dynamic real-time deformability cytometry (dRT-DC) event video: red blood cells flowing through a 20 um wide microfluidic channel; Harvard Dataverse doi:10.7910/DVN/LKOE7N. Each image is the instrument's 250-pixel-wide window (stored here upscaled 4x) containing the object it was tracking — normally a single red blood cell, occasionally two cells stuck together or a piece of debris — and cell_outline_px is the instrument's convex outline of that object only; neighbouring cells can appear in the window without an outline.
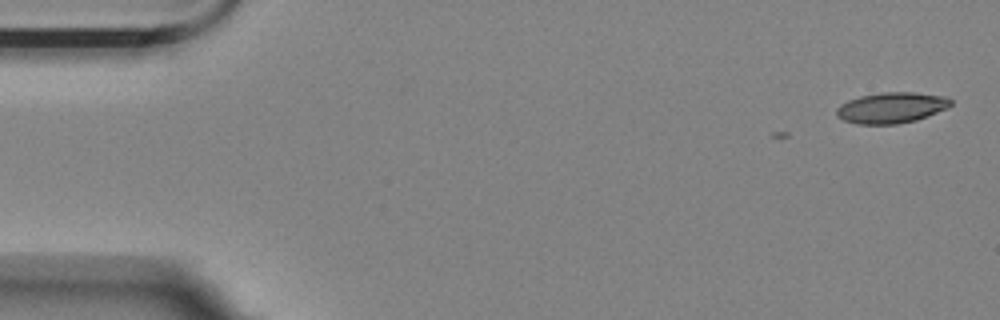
{"species": "Egyptian fruit bat (a non-hibernating species)", "species_latin": "Rousettus aegyptiacus", "temperature_condition": "room temperature", "stored_images_in_passage": 2, "camera_frame_rate_fps": 3000, "um_per_image_px": 0.085, "animal": {"sex": "female"}, "frame": {"image": 1, "passage_image": 2, "time_ms": 0.333, "image_size_px": [1000, 320], "cell_outline_px": [[952, 104], [948, 108], [916, 120], [896, 124], [856, 124], [844, 120], [836, 116], [836, 108], [840, 104], [848, 100], [860, 96], [884, 92], [912, 92], [944, 96], [952, 100]], "centroid_in_image_um": [75.75, 9.16], "position_along_channel_um": 9.2, "area_um2": 20.52}}